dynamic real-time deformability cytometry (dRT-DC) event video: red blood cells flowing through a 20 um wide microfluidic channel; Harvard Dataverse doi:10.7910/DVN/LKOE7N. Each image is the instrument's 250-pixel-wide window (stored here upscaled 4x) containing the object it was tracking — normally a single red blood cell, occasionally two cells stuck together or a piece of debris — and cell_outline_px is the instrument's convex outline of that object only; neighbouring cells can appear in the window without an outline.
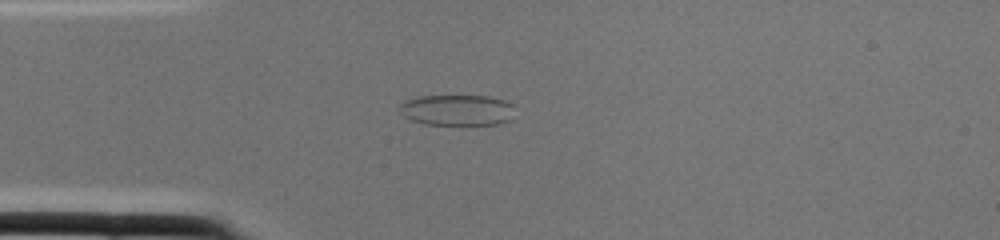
{"species": "common noctule bat (a hibernating species)", "species_latin": "Nyctalus noctula", "temperature_condition": "cold", "stored_images_in_passage": 1, "camera_frame_rate_fps": 3000, "um_per_image_px": 0.085, "animal": {"sex": "female", "body_mass_g": 22.0, "forearm_length_mm": 56.7}, "frame": {"image": 1, "passage_image": 1, "time_ms": 0.0, "image_size_px": [1000, 240], "cell_outline_px": [[512, 104], [508, 120], [500, 124], [424, 124], [412, 120], [404, 116], [396, 108], [400, 104], [408, 100], [420, 96], [488, 96], [504, 100]], "centroid_in_image_um": [38.78, 9.35], "position_along_channel_um": 46.2, "area_um2": 20.4}}